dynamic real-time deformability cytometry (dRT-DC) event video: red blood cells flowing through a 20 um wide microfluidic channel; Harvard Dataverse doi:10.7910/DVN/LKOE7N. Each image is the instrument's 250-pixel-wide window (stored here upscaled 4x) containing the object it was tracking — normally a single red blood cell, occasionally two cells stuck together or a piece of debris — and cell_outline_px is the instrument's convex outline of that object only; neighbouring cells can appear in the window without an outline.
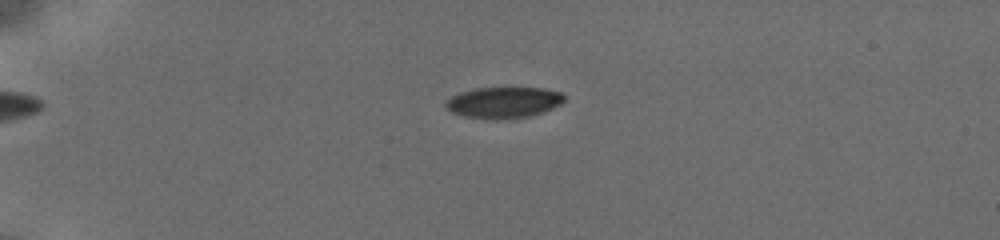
{"species": "common noctule bat (a hibernating species)", "species_latin": "Nyctalus noctula", "temperature_condition": "cold", "stored_images_in_passage": 31, "camera_frame_rate_fps": 3000, "um_per_image_px": 0.085, "animal": {"sex": "female", "body_mass_g": 19.5, "forearm_length_mm": 54.1}, "frame": {"image": 1, "passage_image": 12, "time_ms": 3.333, "image_size_px": [1000, 240], "cell_outline_px": [[564, 100], [560, 104], [552, 108], [528, 116], [464, 116], [452, 112], [444, 104], [452, 96], [460, 92], [476, 88], [544, 88], [560, 92], [564, 96]], "centroid_in_image_um": [42.82, 8.65], "position_along_channel_um": 42.2, "area_um2": 20.29}}
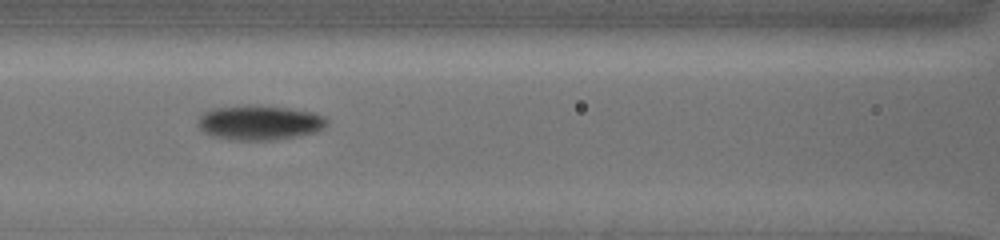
{"frame": {"image": 2, "passage_image": 27, "time_ms": 7.333, "image_size_px": [1000, 240], "cell_outline_px": [[328, 120], [316, 132], [272, 140], [236, 140], [216, 136], [204, 132], [200, 128], [200, 116], [204, 112], [216, 108], [248, 104], [256, 104], [288, 108], [312, 112], [324, 116]], "centroid_in_image_um": [22.06, 10.4], "position_along_channel_um": 144.5, "area_um2": 25.66}}
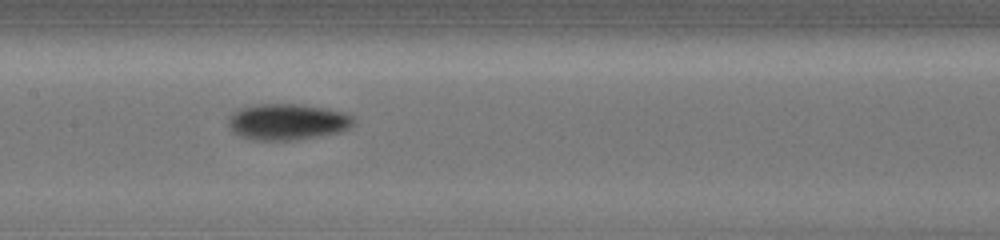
{"frame": {"image": 3, "passage_image": 30, "time_ms": 8.333, "image_size_px": [1000, 240], "cell_outline_px": [[356, 120], [348, 128], [340, 132], [320, 136], [296, 140], [252, 140], [240, 136], [232, 132], [228, 124], [228, 120], [232, 112], [236, 108], [256, 104], [296, 104], [344, 112], [352, 116]], "centroid_in_image_um": [24.37, 10.36], "position_along_channel_um": 183.0, "area_um2": 26.53}}